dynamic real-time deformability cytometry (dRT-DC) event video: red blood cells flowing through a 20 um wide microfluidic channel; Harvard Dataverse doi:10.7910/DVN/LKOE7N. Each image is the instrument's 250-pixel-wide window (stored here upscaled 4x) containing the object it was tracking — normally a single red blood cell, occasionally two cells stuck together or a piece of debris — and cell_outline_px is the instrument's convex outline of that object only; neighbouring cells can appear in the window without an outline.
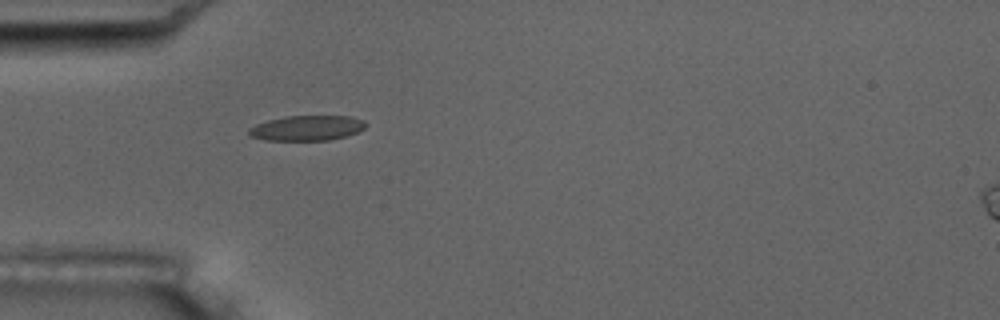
{"species": "common noctule bat (a hibernating species)", "species_latin": "Nyctalus noctula", "temperature_condition": "room temperature", "stored_images_in_passage": 1, "camera_frame_rate_fps": 3000, "um_per_image_px": 0.085, "animal": {"sex": "male", "body_mass_g": 17.5, "forearm_length_mm": 52.3}, "frame": {"image": 1, "passage_image": 1, "time_ms": 0.0, "image_size_px": [1000, 320], "cell_outline_px": [[364, 128], [356, 132], [344, 136], [328, 140], [264, 140], [252, 136], [248, 132], [248, 128], [256, 124], [268, 120], [284, 116], [352, 116], [364, 120]], "centroid_in_image_um": [26.06, 10.87], "position_along_channel_um": 58.9, "area_um2": 16.94}}